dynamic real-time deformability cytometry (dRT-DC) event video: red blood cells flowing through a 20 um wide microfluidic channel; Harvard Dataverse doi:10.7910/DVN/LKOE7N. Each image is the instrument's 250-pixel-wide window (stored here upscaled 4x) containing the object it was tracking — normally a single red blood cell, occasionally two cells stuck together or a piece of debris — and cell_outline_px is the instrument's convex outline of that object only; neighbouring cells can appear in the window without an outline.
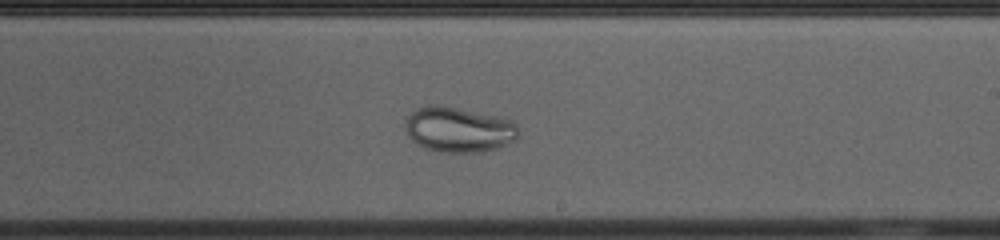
{"species": "common noctule bat (a hibernating species)", "species_latin": "Nyctalus noctula", "temperature_condition": "cold", "stored_images_in_passage": 53, "camera_frame_rate_fps": 3000, "um_per_image_px": 0.085, "animal": {"sex": "female", "body_mass_g": 23.0, "forearm_length_mm": 53.4}, "frame": {"image": 1, "passage_image": 31, "time_ms": 10.0, "image_size_px": [1000, 240], "cell_outline_px": [[520, 136], [516, 140], [496, 148], [480, 152], [440, 152], [424, 148], [412, 140], [408, 136], [404, 128], [404, 124], [408, 116], [416, 108], [428, 104], [440, 104], [496, 116], [512, 120], [516, 124]], "centroid_in_image_um": [38.96, 11.0], "position_along_channel_um": 250.0, "area_um2": 30.11}}
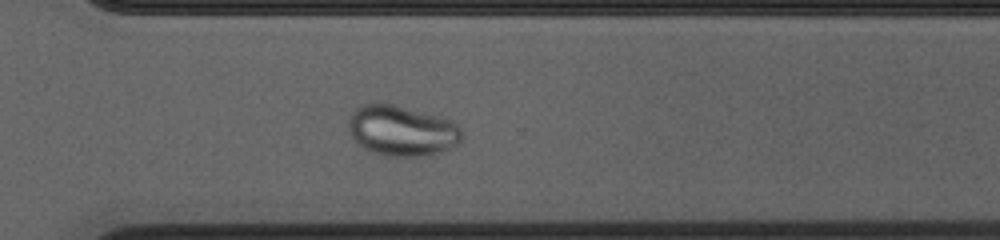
{"frame": {"image": 2, "passage_image": 38, "time_ms": 12.333, "image_size_px": [1000, 240], "cell_outline_px": [[464, 136], [460, 144], [440, 152], [428, 156], [384, 156], [364, 148], [348, 132], [348, 120], [352, 112], [360, 104], [376, 100], [424, 112], [452, 120], [460, 124]], "centroid_in_image_um": [34.18, 11.08], "position_along_channel_um": 336.4, "area_um2": 34.1}}
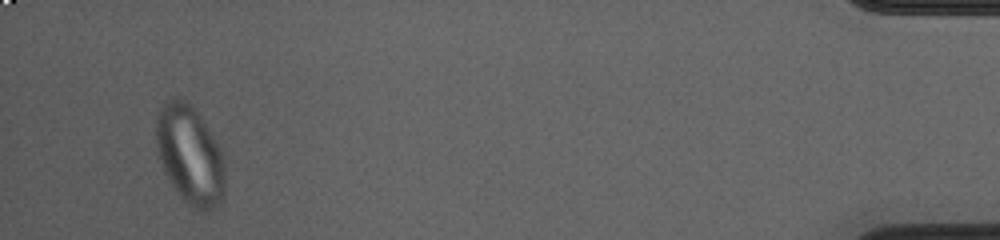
{"frame": {"image": 3, "passage_image": 51, "time_ms": 16.667, "image_size_px": [1000, 240], "cell_outline_px": [[224, 196], [220, 204], [216, 208], [208, 212], [200, 212], [188, 204], [184, 200], [172, 184], [160, 160], [156, 144], [156, 120], [160, 108], [168, 100], [184, 100], [192, 104], [212, 136], [220, 152], [224, 164]], "centroid_in_image_um": [16.15, 13.22], "position_along_channel_um": 419.0, "area_um2": 38.96}}